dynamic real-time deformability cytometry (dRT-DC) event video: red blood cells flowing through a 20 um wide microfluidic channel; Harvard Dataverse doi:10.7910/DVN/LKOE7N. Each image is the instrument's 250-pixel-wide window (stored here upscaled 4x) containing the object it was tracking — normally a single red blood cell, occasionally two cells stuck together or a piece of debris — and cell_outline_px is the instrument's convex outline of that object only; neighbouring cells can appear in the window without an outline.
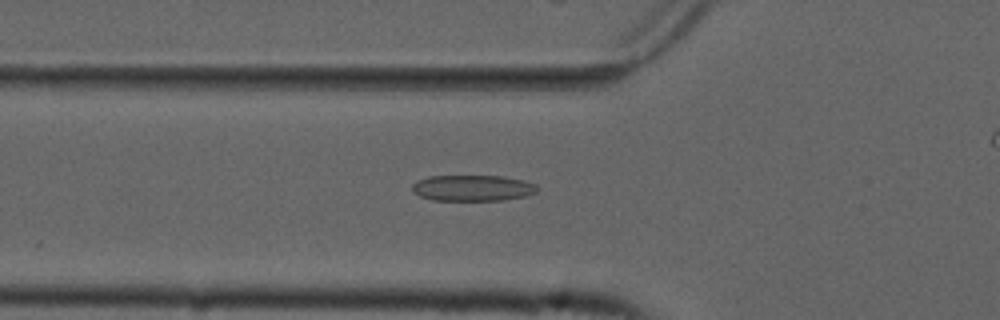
{"species": "common noctule bat (a hibernating species)", "species_latin": "Nyctalus noctula", "temperature_condition": "cold", "stored_images_in_passage": 45, "camera_frame_rate_fps": 3000, "um_per_image_px": 0.085, "animal": {"sex": "male", "forearm_length_mm": 52.5}, "frame": {"image": 1, "passage_image": 19, "time_ms": 6.0, "image_size_px": [1000, 320], "cell_outline_px": [[536, 192], [528, 196], [504, 200], [432, 200], [420, 196], [412, 192], [412, 184], [416, 180], [428, 176], [504, 176], [524, 180], [536, 184]], "centroid_in_image_um": [40.16, 15.98], "position_along_channel_um": 85.6, "area_um2": 19.13}}
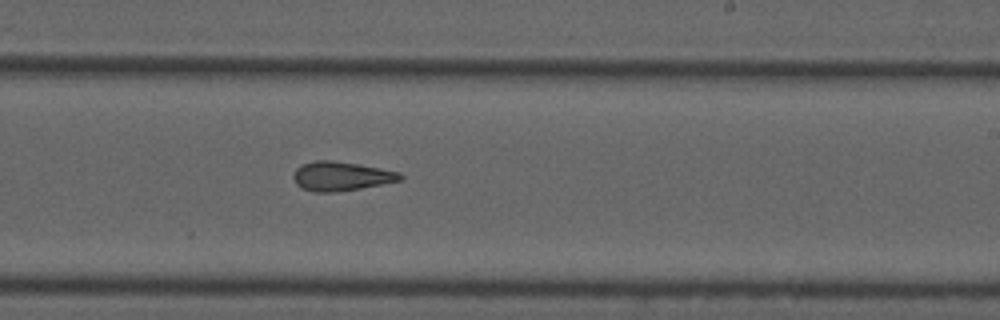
{"frame": {"image": 2, "passage_image": 33, "time_ms": 10.667, "image_size_px": [1000, 320], "cell_outline_px": [[404, 180], [384, 184], [336, 192], [312, 192], [296, 184], [292, 176], [296, 168], [304, 164], [316, 160], [332, 160], [356, 164], [400, 172], [404, 176]], "centroid_in_image_um": [29.02, 14.98], "position_along_channel_um": 260.0, "area_um2": 18.09}}
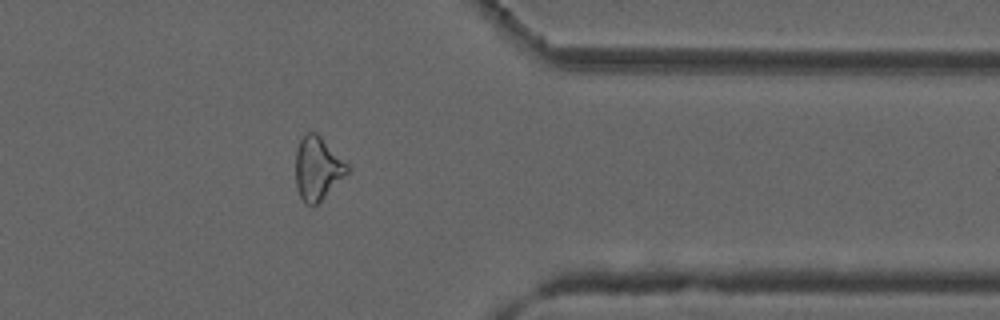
{"frame": {"image": 3, "passage_image": 44, "time_ms": 14.333, "image_size_px": [1000, 320], "cell_outline_px": [[348, 172], [316, 204], [308, 204], [300, 196], [296, 184], [296, 152], [300, 140], [304, 132], [316, 132], [348, 164]], "centroid_in_image_um": [26.97, 14.26], "position_along_channel_um": 384.4, "area_um2": 18.5}}